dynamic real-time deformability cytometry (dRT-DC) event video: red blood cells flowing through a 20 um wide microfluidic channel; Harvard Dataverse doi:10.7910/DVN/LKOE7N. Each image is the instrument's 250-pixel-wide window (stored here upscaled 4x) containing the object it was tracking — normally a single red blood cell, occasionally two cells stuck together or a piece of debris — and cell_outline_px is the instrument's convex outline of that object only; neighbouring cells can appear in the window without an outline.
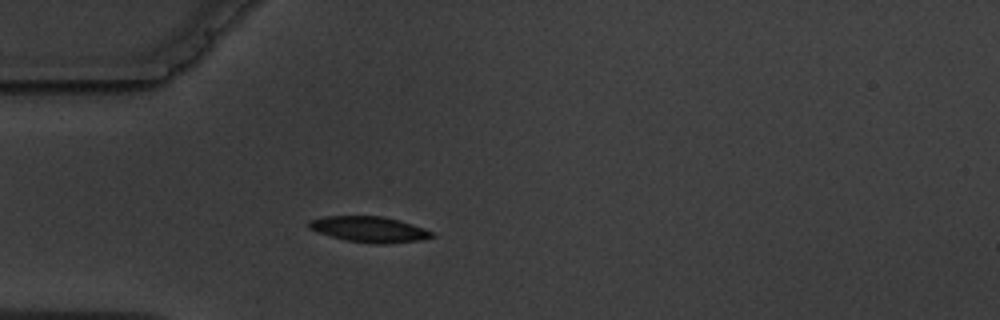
{"species": "common noctule bat (a hibernating species)", "species_latin": "Nyctalus noctula", "temperature_condition": "warm", "stored_images_in_passage": 3, "camera_frame_rate_fps": 3000, "um_per_image_px": 0.085, "animal": {"sex": "male", "body_mass_g": 19.5, "forearm_length_mm": 54.6}, "frame": {"image": 1, "passage_image": 3, "time_ms": 3.333, "image_size_px": [1000, 320], "cell_outline_px": [[436, 236], [420, 240], [388, 244], [376, 244], [344, 240], [308, 228], [308, 220], [324, 216], [384, 216], [400, 220], [424, 228], [432, 232]], "centroid_in_image_um": [31.4, 19.49], "position_along_channel_um": 53.6, "area_um2": 18.5}}